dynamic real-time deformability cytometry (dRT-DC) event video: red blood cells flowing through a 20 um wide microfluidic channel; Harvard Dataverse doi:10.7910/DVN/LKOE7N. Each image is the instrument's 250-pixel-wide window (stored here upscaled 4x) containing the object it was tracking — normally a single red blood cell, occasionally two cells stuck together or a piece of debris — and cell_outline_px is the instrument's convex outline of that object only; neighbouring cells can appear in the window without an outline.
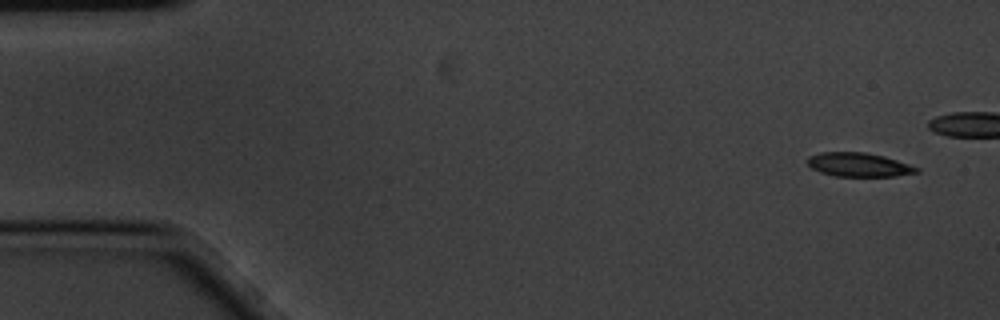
{"species": "common noctule bat (a hibernating species)", "species_latin": "Nyctalus noctula", "temperature_condition": "cold", "stored_images_in_passage": 9, "camera_frame_rate_fps": 3000, "um_per_image_px": 0.085, "animal": {"sex": "male", "body_mass_g": 20.1, "forearm_length_mm": 53.5}, "frame": {"image": 1, "passage_image": 1, "time_ms": 0.0, "image_size_px": [1000, 320], "cell_outline_px": [[920, 172], [896, 176], [836, 176], [820, 172], [812, 168], [808, 164], [808, 156], [820, 152], [864, 152], [884, 156], [920, 168]], "centroid_in_image_um": [73.0, 14.0], "position_along_channel_um": 12.0, "area_um2": 15.14}}
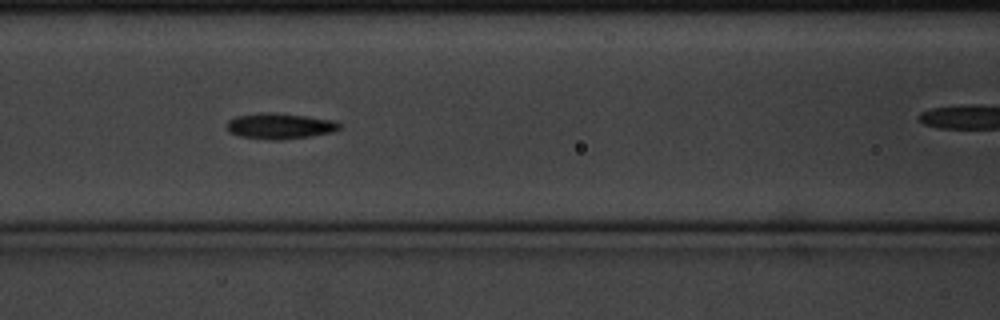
{"frame": {"image": 2, "passage_image": 7, "time_ms": 2.0, "image_size_px": [1000, 320], "cell_outline_px": [[340, 128], [332, 132], [308, 136], [280, 140], [272, 140], [240, 136], [228, 132], [228, 120], [236, 116], [264, 112], [268, 112], [304, 116], [336, 120], [340, 124]], "centroid_in_image_um": [23.78, 10.71], "position_along_channel_um": 142.8, "area_um2": 16.7}}